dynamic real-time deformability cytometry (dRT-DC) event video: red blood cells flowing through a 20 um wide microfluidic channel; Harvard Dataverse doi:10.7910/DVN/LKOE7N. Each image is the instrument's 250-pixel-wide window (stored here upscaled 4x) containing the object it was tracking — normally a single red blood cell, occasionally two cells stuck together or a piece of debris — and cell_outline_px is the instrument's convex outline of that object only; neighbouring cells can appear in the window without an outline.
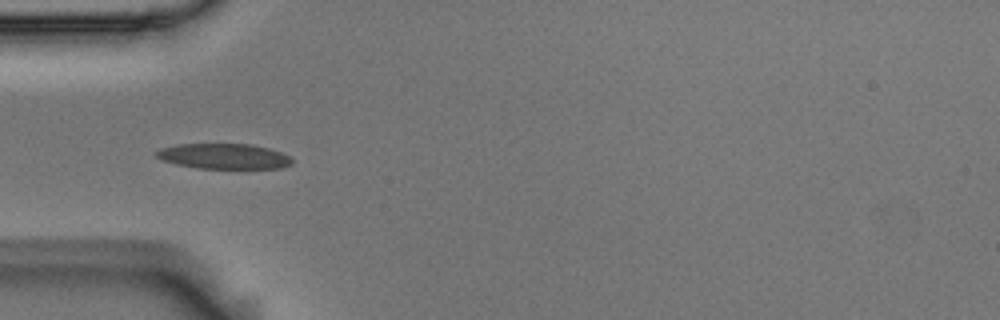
{"species": "Egyptian fruit bat (a non-hibernating species)", "species_latin": "Rousettus aegyptiacus", "temperature_condition": "room temperature", "stored_images_in_passage": 8, "camera_frame_rate_fps": 3000, "um_per_image_px": 0.085, "animal": {"sex": "male"}, "frame": {"image": 1, "passage_image": 4, "time_ms": 1.0, "image_size_px": [1000, 320], "cell_outline_px": [[292, 164], [284, 168], [196, 168], [176, 164], [160, 160], [156, 156], [156, 152], [160, 148], [176, 144], [252, 144], [268, 148], [280, 152], [288, 156], [292, 160]], "centroid_in_image_um": [19.0, 13.28], "position_along_channel_um": 66.0, "area_um2": 20.06}}
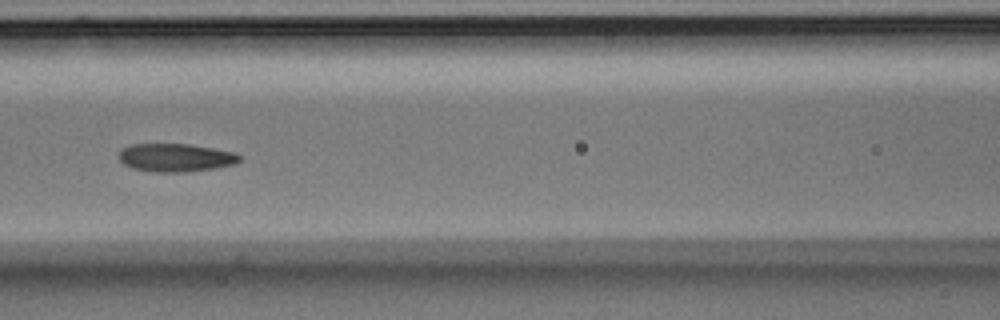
{"frame": {"image": 2, "passage_image": 6, "time_ms": 1.667, "image_size_px": [1000, 320], "cell_outline_px": [[240, 160], [236, 164], [212, 168], [184, 172], [152, 172], [132, 168], [124, 164], [120, 160], [120, 148], [132, 144], [188, 144], [236, 152], [240, 156]], "centroid_in_image_um": [14.92, 13.39], "position_along_channel_um": 151.7, "area_um2": 19.77}}
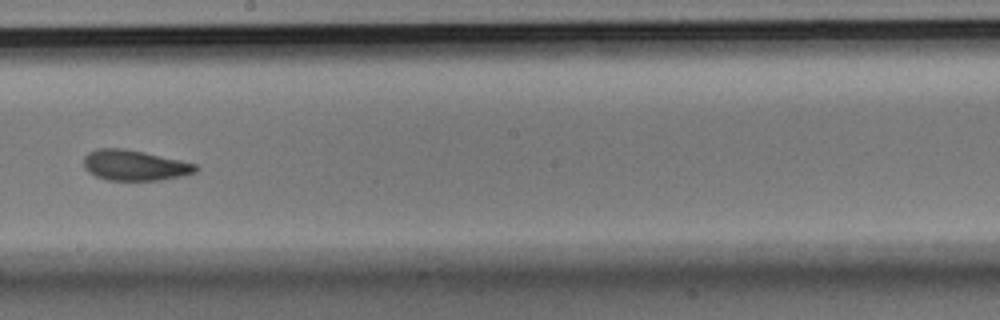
{"frame": {"image": 3, "passage_image": 8, "time_ms": 2.333, "image_size_px": [1000, 320], "cell_outline_px": [[200, 168], [196, 172], [180, 176], [160, 180], [108, 180], [96, 176], [88, 172], [84, 168], [84, 156], [88, 152], [96, 148], [124, 148], [144, 152], [180, 160], [196, 164]], "centroid_in_image_um": [11.42, 14.04], "position_along_channel_um": 236.8, "area_um2": 19.94}}